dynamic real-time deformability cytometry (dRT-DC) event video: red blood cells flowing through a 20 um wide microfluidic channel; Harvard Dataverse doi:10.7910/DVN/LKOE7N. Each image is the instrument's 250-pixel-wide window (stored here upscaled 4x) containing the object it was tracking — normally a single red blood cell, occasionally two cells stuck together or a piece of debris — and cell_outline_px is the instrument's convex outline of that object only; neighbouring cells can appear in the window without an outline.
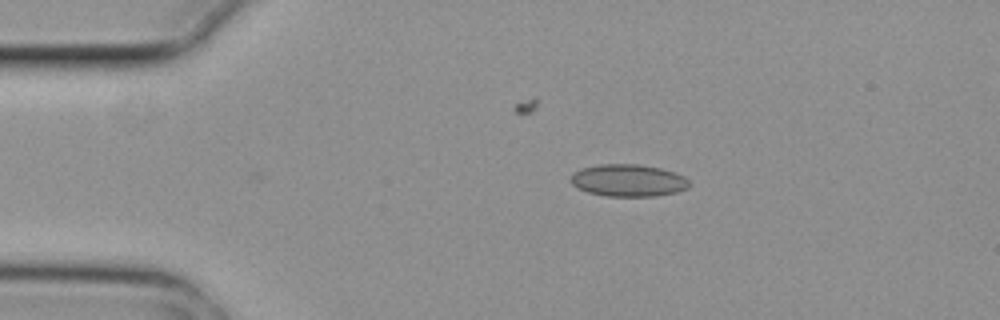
{"species": "common noctule bat (a hibernating species)", "species_latin": "Nyctalus noctula", "temperature_condition": "cold", "stored_images_in_passage": 2, "camera_frame_rate_fps": 3000, "um_per_image_px": 0.085, "animal": {"sex": "female", "body_mass_g": 29.2, "forearm_length_mm": 56.3}, "frame": {"image": 1, "passage_image": 2, "time_ms": 0.333, "image_size_px": [1000, 320], "cell_outline_px": [[688, 188], [676, 192], [656, 196], [604, 196], [588, 192], [576, 188], [572, 184], [572, 172], [580, 168], [600, 164], [636, 164], [660, 168], [676, 172], [684, 176], [688, 180]], "centroid_in_image_um": [53.38, 15.33], "position_along_channel_um": 31.6, "area_um2": 22.31}}